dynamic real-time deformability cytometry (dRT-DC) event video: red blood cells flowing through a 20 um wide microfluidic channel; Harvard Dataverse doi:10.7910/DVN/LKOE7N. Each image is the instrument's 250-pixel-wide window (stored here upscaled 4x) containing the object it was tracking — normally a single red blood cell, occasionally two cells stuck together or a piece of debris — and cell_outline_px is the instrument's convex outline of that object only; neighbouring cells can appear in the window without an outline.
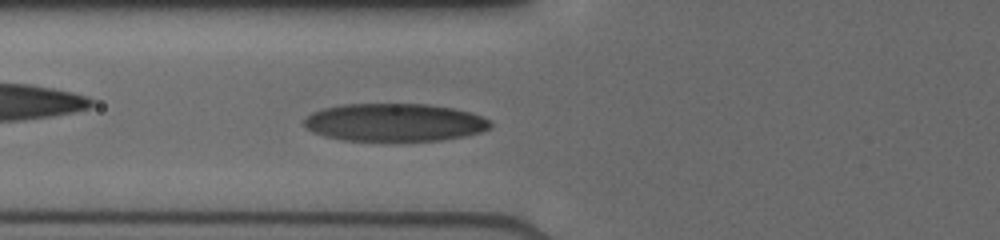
{"species": "human", "species_latin": "Homo sapiens", "temperature_condition": "cold", "stored_images_in_passage": 14, "camera_frame_rate_fps": 3000, "um_per_image_px": 0.085, "donor": {"sex": "male"}, "frame": {"image": 1, "passage_image": 14, "time_ms": 4.667, "image_size_px": [1000, 240], "cell_outline_px": [[492, 128], [480, 132], [464, 136], [440, 140], [344, 140], [324, 136], [312, 132], [304, 124], [304, 120], [312, 112], [324, 108], [344, 104], [428, 104], [452, 108], [468, 112], [480, 116], [488, 120], [492, 124]], "centroid_in_image_um": [33.53, 10.4], "position_along_channel_um": 92.3, "area_um2": 40.75}}